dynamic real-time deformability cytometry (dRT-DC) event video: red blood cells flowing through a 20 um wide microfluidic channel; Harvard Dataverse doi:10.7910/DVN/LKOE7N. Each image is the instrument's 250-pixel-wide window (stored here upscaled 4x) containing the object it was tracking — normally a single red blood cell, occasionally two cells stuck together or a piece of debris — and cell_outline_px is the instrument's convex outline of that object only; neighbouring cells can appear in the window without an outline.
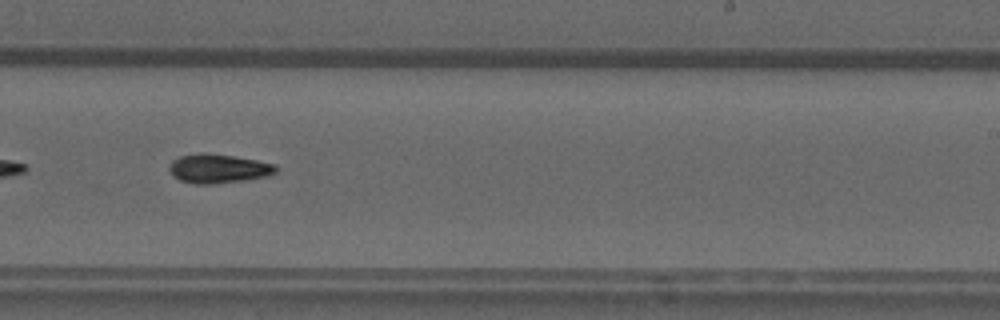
{"species": "common noctule bat (a hibernating species)", "species_latin": "Nyctalus noctula", "temperature_condition": "warm", "stored_images_in_passage": 33, "camera_frame_rate_fps": 3000, "um_per_image_px": 0.085, "animal": {"sex": "male", "forearm_length_mm": 52.5}, "frame": {"image": 1, "passage_image": 19, "time_ms": 6.0, "image_size_px": [1000, 320], "cell_outline_px": [[276, 172], [268, 176], [244, 180], [212, 184], [196, 184], [180, 180], [172, 176], [168, 168], [172, 160], [180, 156], [196, 152], [204, 152], [232, 156], [256, 160], [276, 164]], "centroid_in_image_um": [18.52, 14.32], "position_along_channel_um": 270.5, "area_um2": 18.15}}